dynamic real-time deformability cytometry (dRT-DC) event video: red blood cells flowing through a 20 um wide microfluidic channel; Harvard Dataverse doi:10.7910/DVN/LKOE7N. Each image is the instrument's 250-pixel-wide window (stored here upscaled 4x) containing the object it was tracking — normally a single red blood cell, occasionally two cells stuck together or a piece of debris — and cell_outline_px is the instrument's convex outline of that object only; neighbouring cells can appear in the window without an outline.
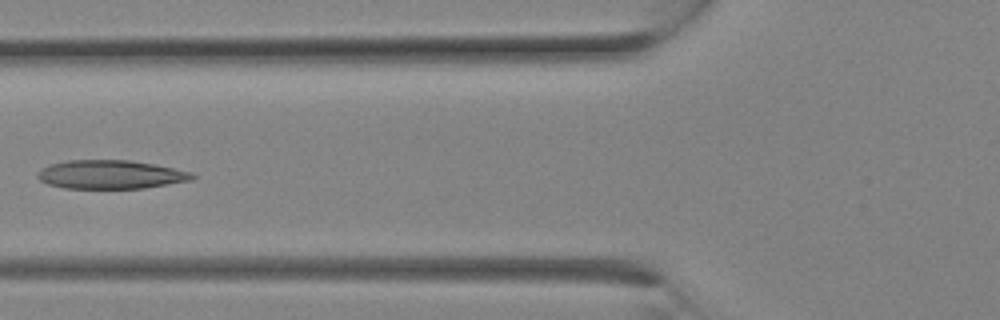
{"species": "Egyptian fruit bat (a non-hibernating species)", "species_latin": "Rousettus aegyptiacus", "temperature_condition": "room temperature", "stored_images_in_passage": 14, "camera_frame_rate_fps": 3000, "um_per_image_px": 0.085, "animal": {"sex": "female"}, "frame": {"image": 1, "passage_image": 10, "time_ms": 3.0, "image_size_px": [1000, 320], "cell_outline_px": [[196, 176], [192, 180], [144, 188], [64, 188], [48, 184], [40, 180], [36, 176], [40, 168], [52, 164], [68, 160], [128, 160], [156, 164], [192, 172]], "centroid_in_image_um": [9.41, 14.83], "position_along_channel_um": 116.4, "area_um2": 25.84}}
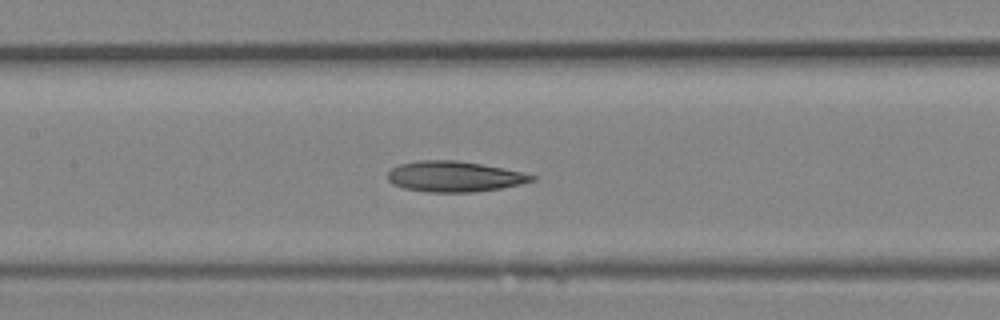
{"frame": {"image": 2, "passage_image": 12, "time_ms": 3.667, "image_size_px": [1000, 320], "cell_outline_px": [[536, 180], [520, 184], [500, 188], [472, 192], [428, 192], [404, 188], [392, 184], [388, 180], [388, 172], [392, 168], [400, 164], [420, 160], [456, 160], [480, 164], [520, 172], [536, 176]], "centroid_in_image_um": [38.58, 15.01], "position_along_channel_um": 168.8, "area_um2": 25.43}}
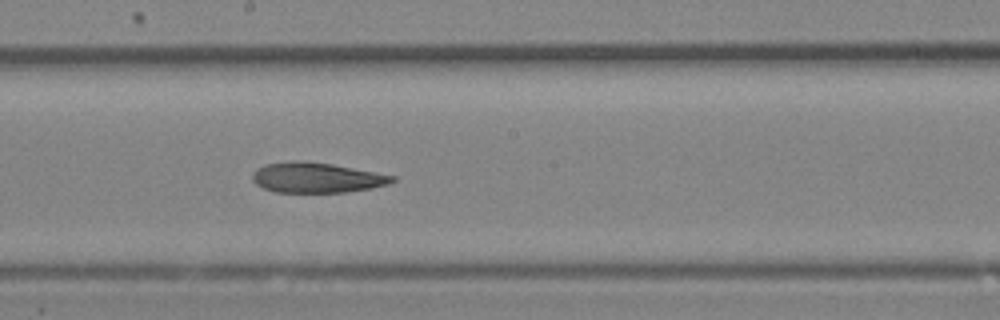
{"frame": {"image": 3, "passage_image": 14, "time_ms": 4.333, "image_size_px": [1000, 320], "cell_outline_px": [[396, 180], [388, 184], [372, 188], [344, 192], [276, 192], [264, 188], [256, 184], [252, 180], [252, 172], [256, 168], [264, 164], [304, 160], [332, 164], [396, 176]], "centroid_in_image_um": [26.89, 15.09], "position_along_channel_um": 221.3, "area_um2": 24.57}}